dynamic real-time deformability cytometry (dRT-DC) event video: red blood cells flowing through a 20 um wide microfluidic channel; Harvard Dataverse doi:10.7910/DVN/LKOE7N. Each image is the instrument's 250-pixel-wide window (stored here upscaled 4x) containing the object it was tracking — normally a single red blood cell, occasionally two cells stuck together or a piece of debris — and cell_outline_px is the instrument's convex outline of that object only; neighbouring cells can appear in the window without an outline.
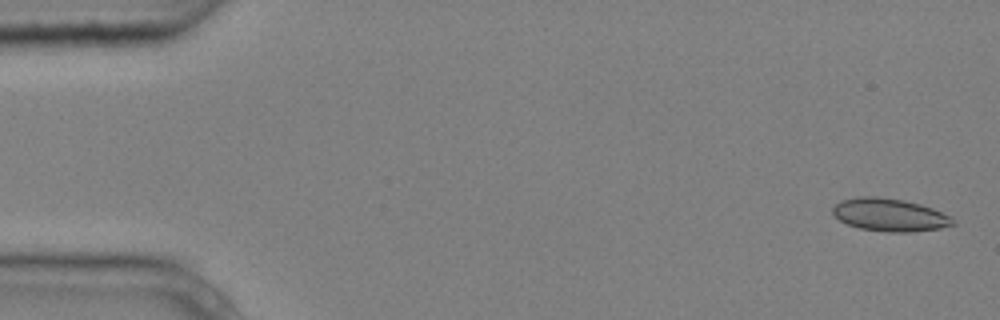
{"species": "common noctule bat (a hibernating species)", "species_latin": "Nyctalus noctula", "temperature_condition": "cold", "stored_images_in_passage": 3, "camera_frame_rate_fps": 3000, "um_per_image_px": 0.085, "animal": {"sex": "male", "body_mass_g": 20.4}, "frame": {"image": 1, "passage_image": 1, "time_ms": 0.0, "image_size_px": [1000, 320], "cell_outline_px": [[956, 224], [940, 228], [912, 232], [888, 232], [860, 228], [848, 224], [840, 220], [832, 212], [832, 208], [840, 200], [856, 196], [876, 196], [904, 200], [920, 204], [932, 208], [952, 216], [956, 220]], "centroid_in_image_um": [75.65, 18.25], "position_along_channel_um": 9.4, "area_um2": 23.12}}